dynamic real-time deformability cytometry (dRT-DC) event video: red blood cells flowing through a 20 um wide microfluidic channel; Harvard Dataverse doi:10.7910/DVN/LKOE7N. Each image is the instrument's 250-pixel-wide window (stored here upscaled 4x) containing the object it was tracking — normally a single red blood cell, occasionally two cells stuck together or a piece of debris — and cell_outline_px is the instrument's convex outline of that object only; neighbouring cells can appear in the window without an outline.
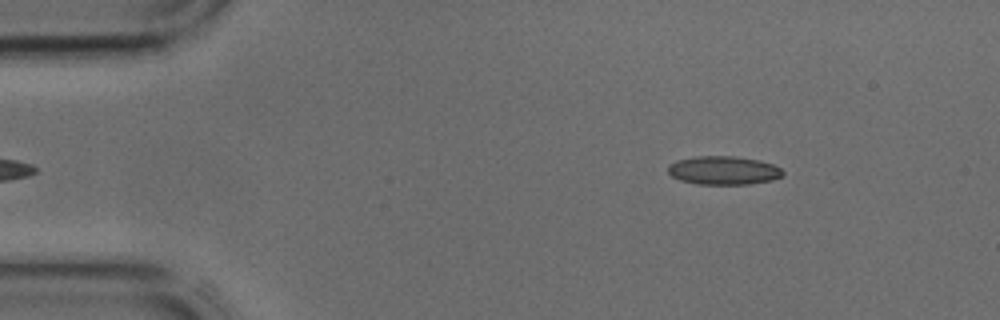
{"species": "common noctule bat (a hibernating species)", "species_latin": "Nyctalus noctula", "temperature_condition": "cold", "stored_images_in_passage": 39, "camera_frame_rate_fps": 3000, "um_per_image_px": 0.085, "animal": {"sex": "male", "body_mass_g": 17.9, "forearm_length_mm": 54.2}, "frame": {"image": 1, "passage_image": 2, "time_ms": 0.333, "image_size_px": [1000, 320], "cell_outline_px": [[784, 176], [772, 180], [748, 184], [696, 184], [680, 180], [672, 176], [668, 172], [668, 164], [676, 160], [696, 156], [732, 156], [760, 160], [772, 164], [780, 168], [784, 172]], "centroid_in_image_um": [61.49, 14.48], "position_along_channel_um": 23.5, "area_um2": 19.19}}
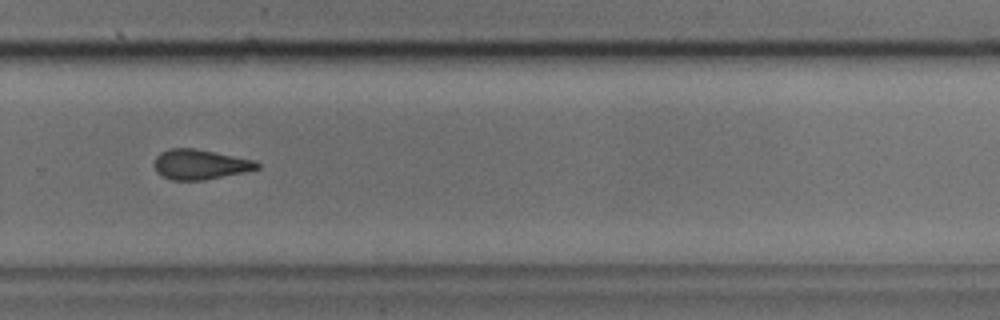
{"frame": {"image": 2, "passage_image": 25, "time_ms": 8.0, "image_size_px": [1000, 320], "cell_outline_px": [[260, 168], [244, 172], [204, 180], [172, 180], [156, 172], [156, 156], [160, 152], [172, 148], [192, 148], [256, 160], [260, 164]], "centroid_in_image_um": [17.04, 13.98], "position_along_channel_um": 312.8, "area_um2": 17.74}}
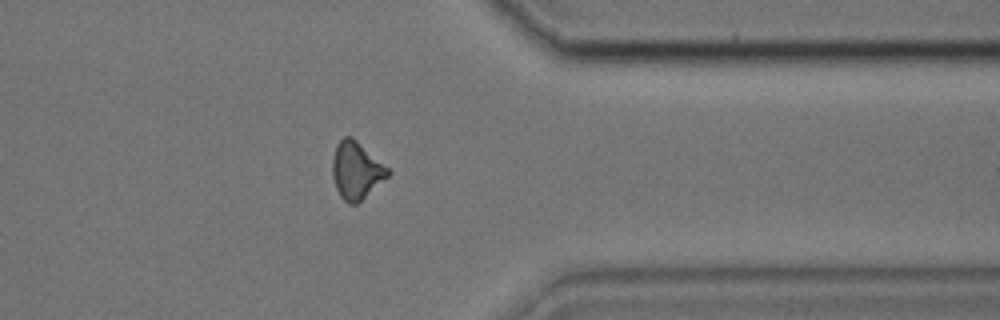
{"frame": {"image": 3, "passage_image": 30, "time_ms": 9.667, "image_size_px": [1000, 320], "cell_outline_px": [[392, 172], [388, 176], [356, 204], [348, 204], [340, 196], [336, 188], [332, 176], [332, 160], [336, 144], [344, 136], [352, 136], [388, 168]], "centroid_in_image_um": [30.26, 14.47], "position_along_channel_um": 381.1, "area_um2": 18.32}}